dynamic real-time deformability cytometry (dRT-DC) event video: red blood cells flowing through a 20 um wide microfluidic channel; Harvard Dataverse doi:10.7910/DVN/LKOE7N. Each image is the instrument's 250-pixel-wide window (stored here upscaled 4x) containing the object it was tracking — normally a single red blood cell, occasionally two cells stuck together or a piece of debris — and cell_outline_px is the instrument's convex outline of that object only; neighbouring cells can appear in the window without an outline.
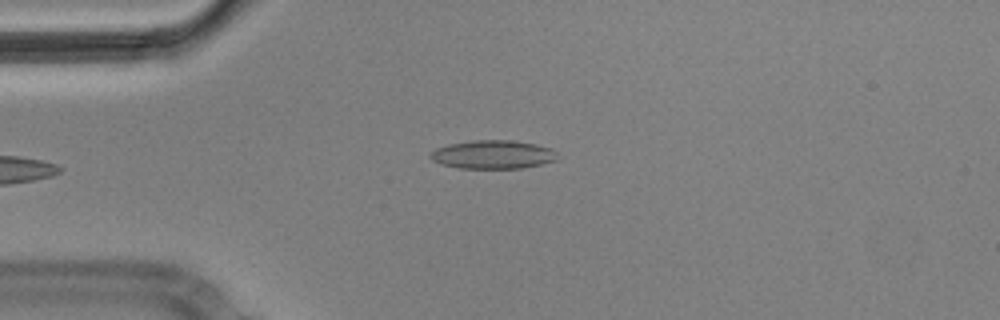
{"species": "Egyptian fruit bat (a non-hibernating species)", "species_latin": "Rousettus aegyptiacus", "temperature_condition": "cold", "stored_images_in_passage": 5, "camera_frame_rate_fps": 3000, "um_per_image_px": 0.085, "animal": {"sex": "male"}, "frame": {"image": 1, "passage_image": 5, "time_ms": 1.333, "image_size_px": [1000, 320], "cell_outline_px": [[556, 160], [540, 164], [520, 168], [460, 168], [440, 164], [432, 160], [428, 156], [436, 148], [448, 144], [472, 140], [512, 140], [536, 144], [552, 148], [556, 152]], "centroid_in_image_um": [41.87, 13.13], "position_along_channel_um": 43.1, "area_um2": 21.1}}